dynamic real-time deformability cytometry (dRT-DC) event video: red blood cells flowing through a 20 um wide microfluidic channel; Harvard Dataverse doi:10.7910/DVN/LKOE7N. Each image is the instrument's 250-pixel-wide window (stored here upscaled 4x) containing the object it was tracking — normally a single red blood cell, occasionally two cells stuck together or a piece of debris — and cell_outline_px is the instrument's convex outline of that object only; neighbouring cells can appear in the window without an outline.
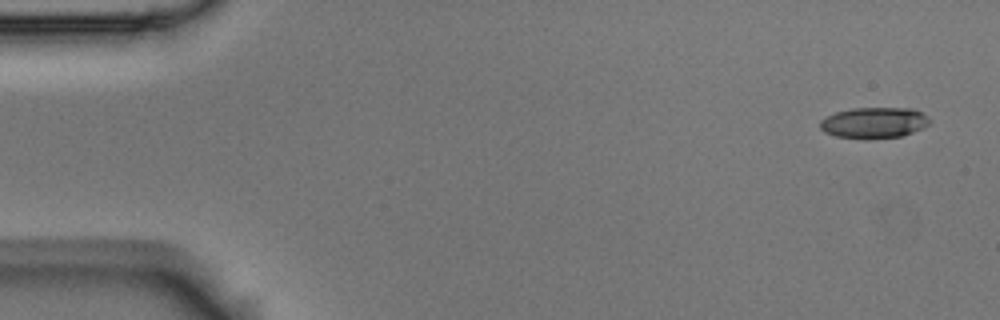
{"species": "Egyptian fruit bat (a non-hibernating species)", "species_latin": "Rousettus aegyptiacus", "temperature_condition": "room temperature", "stored_images_in_passage": 5, "camera_frame_rate_fps": 3000, "um_per_image_px": 0.085, "animal": {"sex": "male"}, "frame": {"image": 1, "passage_image": 1, "time_ms": 0.0, "image_size_px": [1000, 320], "cell_outline_px": [[928, 124], [924, 128], [900, 136], [836, 136], [824, 132], [820, 128], [820, 120], [836, 112], [852, 108], [912, 108], [928, 116]], "centroid_in_image_um": [74.3, 10.38], "position_along_channel_um": 10.7, "area_um2": 18.9}}
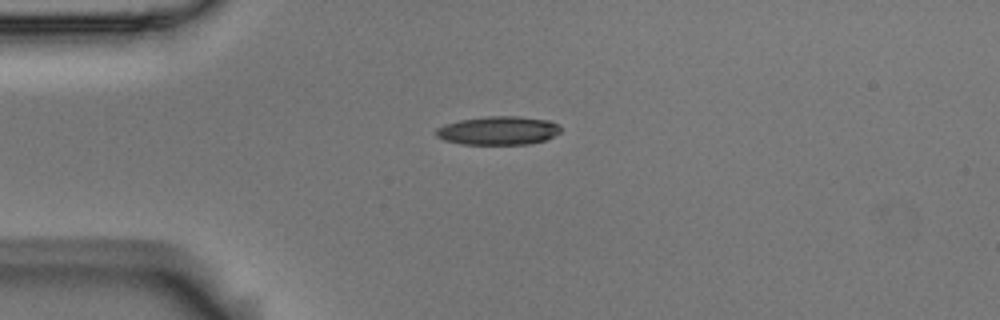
{"frame": {"image": 2, "passage_image": 4, "time_ms": 1.0, "image_size_px": [1000, 320], "cell_outline_px": [[560, 132], [544, 140], [528, 144], [460, 144], [444, 140], [436, 136], [436, 128], [444, 124], [460, 120], [488, 116], [520, 116], [548, 120], [560, 124]], "centroid_in_image_um": [42.34, 11.09], "position_along_channel_um": 42.7, "area_um2": 20.75}}